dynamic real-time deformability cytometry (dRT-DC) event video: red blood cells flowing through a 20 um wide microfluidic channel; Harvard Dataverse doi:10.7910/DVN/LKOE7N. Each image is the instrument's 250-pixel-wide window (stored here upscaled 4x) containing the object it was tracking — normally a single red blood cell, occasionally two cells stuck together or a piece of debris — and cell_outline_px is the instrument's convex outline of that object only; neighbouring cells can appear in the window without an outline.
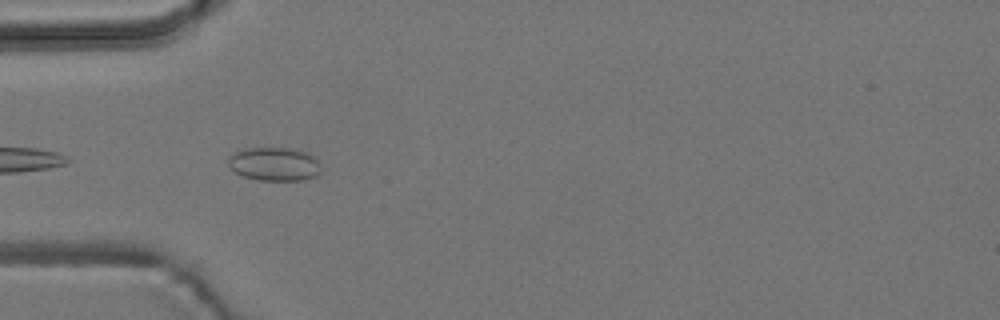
{"species": "common noctule bat (a hibernating species)", "species_latin": "Nyctalus noctula", "temperature_condition": "room temperature", "stored_images_in_passage": 4, "camera_frame_rate_fps": 3000, "um_per_image_px": 0.085, "animal": {"sex": "male", "body_mass_g": 19.2, "forearm_length_mm": 51.8}, "frame": {"image": 1, "passage_image": 3, "time_ms": 2.333, "image_size_px": [1000, 320], "cell_outline_px": [[320, 172], [316, 176], [304, 180], [260, 180], [244, 176], [228, 168], [228, 156], [244, 148], [292, 148], [308, 152], [320, 164]], "centroid_in_image_um": [23.31, 13.94], "position_along_channel_um": 61.7, "area_um2": 18.21}}